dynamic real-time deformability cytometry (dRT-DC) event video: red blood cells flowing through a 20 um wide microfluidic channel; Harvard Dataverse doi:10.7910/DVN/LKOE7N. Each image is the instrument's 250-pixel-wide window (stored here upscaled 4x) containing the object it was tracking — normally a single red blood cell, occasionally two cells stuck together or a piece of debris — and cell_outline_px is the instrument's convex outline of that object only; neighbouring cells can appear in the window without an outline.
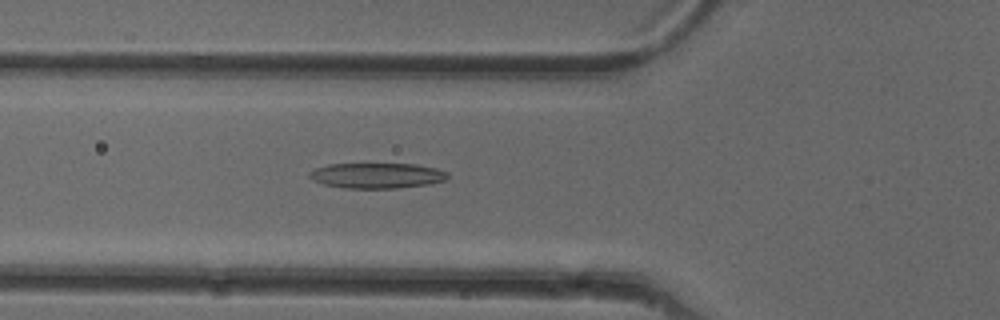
{"species": "common noctule bat (a hibernating species)", "species_latin": "Nyctalus noctula", "temperature_condition": "cold", "stored_images_in_passage": 51, "camera_frame_rate_fps": 3000, "um_per_image_px": 0.085, "animal": {"sex": "female"}, "frame": {"image": 1, "passage_image": 18, "time_ms": 5.667, "image_size_px": [1000, 320], "cell_outline_px": [[448, 176], [444, 180], [432, 184], [400, 188], [344, 188], [324, 184], [312, 180], [308, 176], [308, 172], [316, 168], [328, 164], [416, 164], [436, 168], [448, 172]], "centroid_in_image_um": [32.04, 14.92], "position_along_channel_um": 93.8, "area_um2": 20.58}}
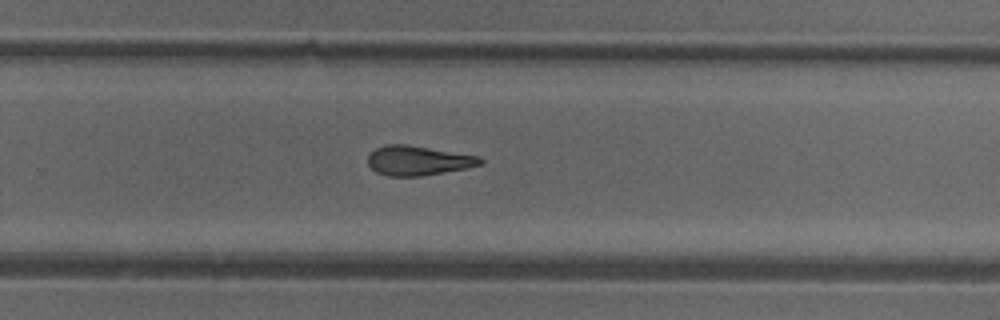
{"frame": {"image": 2, "passage_image": 33, "time_ms": 10.667, "image_size_px": [1000, 320], "cell_outline_px": [[484, 164], [468, 168], [420, 176], [388, 176], [376, 172], [368, 164], [368, 156], [376, 148], [384, 144], [408, 144], [480, 156], [484, 160]], "centroid_in_image_um": [35.57, 13.64], "position_along_channel_um": 294.2, "area_um2": 19.54}}
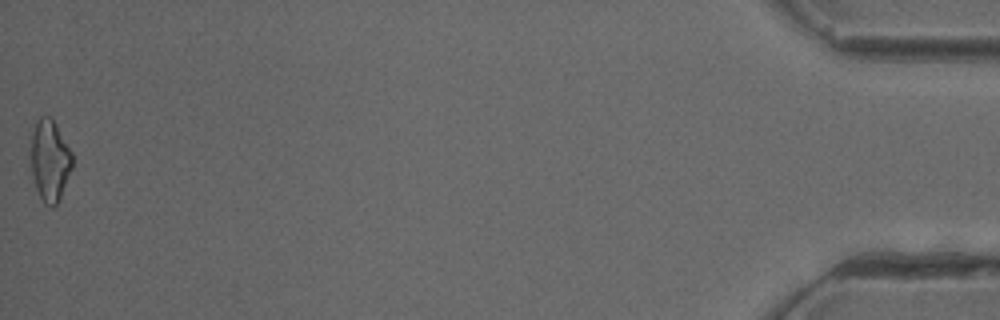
{"frame": {"image": 3, "passage_image": 51, "time_ms": 16.667, "image_size_px": [1000, 320], "cell_outline_px": [[72, 168], [60, 200], [52, 208], [48, 208], [44, 204], [36, 188], [28, 164], [28, 156], [32, 132], [36, 120], [40, 116], [52, 116], [72, 152]], "centroid_in_image_um": [4.19, 13.63], "position_along_channel_um": 431.0, "area_um2": 20.58}, "authors_computed_cell_mechanics": {"area_um2": 19.8254, "velocity_mm_per_s": 4.0004, "shape_relaxation_time_tau1_ms": null, "shape_relaxation_time_tau2_ms": 5.5202, "deformation_change_tau1": null, "deformation_change_tau2": 0.1811}}